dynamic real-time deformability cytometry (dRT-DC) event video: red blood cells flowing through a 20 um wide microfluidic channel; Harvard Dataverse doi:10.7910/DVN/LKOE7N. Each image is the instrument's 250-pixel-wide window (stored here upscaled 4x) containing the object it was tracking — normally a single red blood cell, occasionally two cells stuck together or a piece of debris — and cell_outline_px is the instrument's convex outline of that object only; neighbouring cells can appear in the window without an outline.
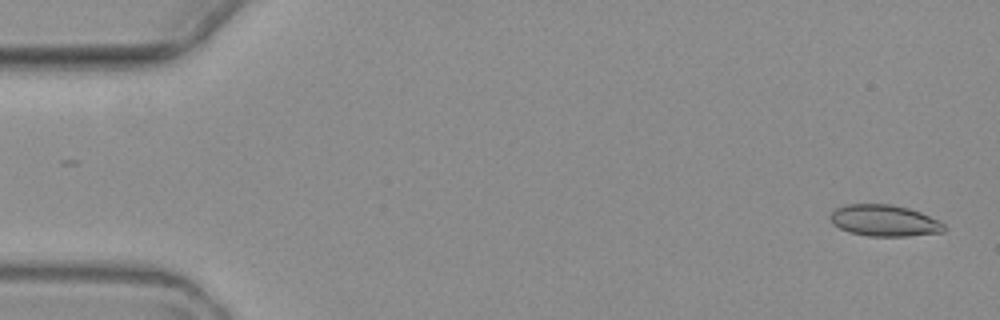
{"species": "common noctule bat (a hibernating species)", "species_latin": "Nyctalus noctula", "temperature_condition": "warm", "stored_images_in_passage": 4, "camera_frame_rate_fps": 3000, "um_per_image_px": 0.085, "animal": {"sex": "female", "body_mass_g": 19.3, "forearm_length_mm": 54.1}, "frame": {"image": 1, "passage_image": 1, "time_ms": 0.0, "image_size_px": [1000, 320], "cell_outline_px": [[944, 232], [908, 236], [868, 236], [852, 232], [840, 228], [828, 216], [836, 208], [844, 204], [892, 204], [908, 208], [920, 212], [944, 224]], "centroid_in_image_um": [75.16, 18.74], "position_along_channel_um": 9.8, "area_um2": 20.58}}